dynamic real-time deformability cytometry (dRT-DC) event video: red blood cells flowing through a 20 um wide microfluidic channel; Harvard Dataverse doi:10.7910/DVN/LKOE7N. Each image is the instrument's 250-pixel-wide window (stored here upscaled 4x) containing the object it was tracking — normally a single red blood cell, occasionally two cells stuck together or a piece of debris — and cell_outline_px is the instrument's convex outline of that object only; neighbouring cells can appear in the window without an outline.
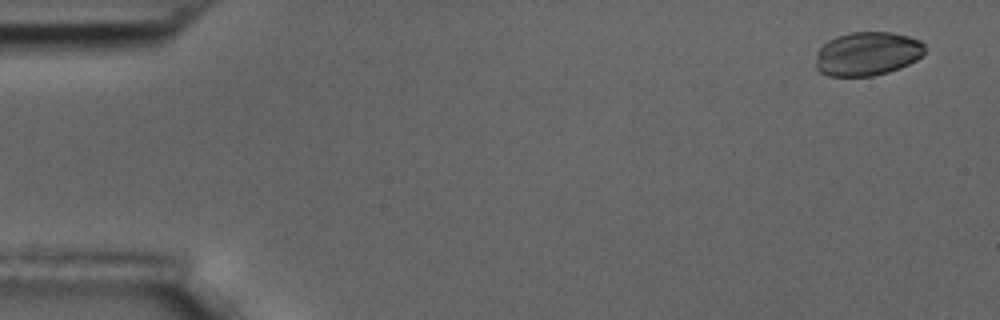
{"species": "common noctule bat (a hibernating species)", "species_latin": "Nyctalus noctula", "temperature_condition": "room temperature", "stored_images_in_passage": 4, "camera_frame_rate_fps": 3000, "um_per_image_px": 0.085, "animal": {"sex": "male", "body_mass_g": 17.5, "forearm_length_mm": 52.3}, "frame": {"image": 1, "passage_image": 1, "time_ms": 0.0, "image_size_px": [1000, 320], "cell_outline_px": [[928, 48], [916, 60], [900, 68], [888, 72], [872, 76], [828, 76], [820, 72], [816, 68], [816, 52], [828, 40], [836, 36], [848, 32], [892, 32], [908, 36], [920, 40]], "centroid_in_image_um": [73.72, 4.56], "position_along_channel_um": 11.3, "area_um2": 28.09}}
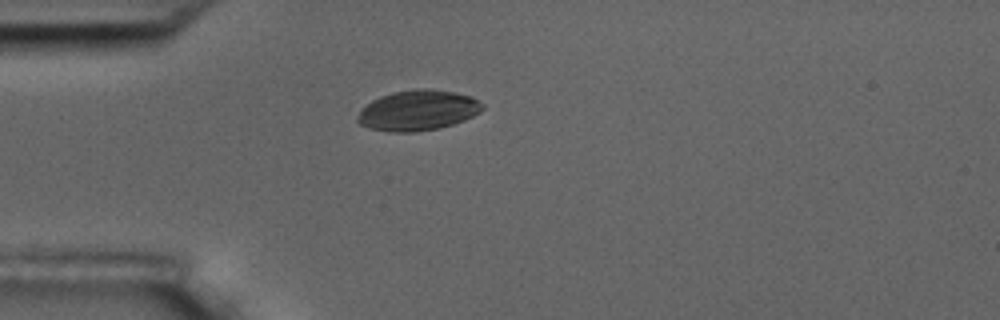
{"frame": {"image": 2, "passage_image": 4, "time_ms": 4.333, "image_size_px": [1000, 320], "cell_outline_px": [[484, 108], [480, 112], [464, 120], [440, 128], [412, 132], [392, 132], [372, 128], [360, 124], [356, 120], [356, 116], [372, 100], [380, 96], [392, 92], [420, 88], [432, 88], [472, 96], [484, 104]], "centroid_in_image_um": [35.55, 9.37], "position_along_channel_um": 49.5, "area_um2": 29.3}}